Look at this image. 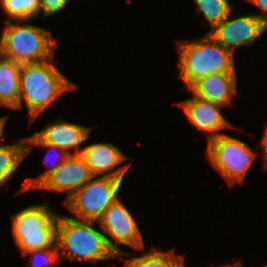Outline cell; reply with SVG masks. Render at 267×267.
I'll use <instances>...</instances> for the list:
<instances>
[{"label":"cell","mask_w":267,"mask_h":267,"mask_svg":"<svg viewBox=\"0 0 267 267\" xmlns=\"http://www.w3.org/2000/svg\"><path fill=\"white\" fill-rule=\"evenodd\" d=\"M72 89L76 86L60 72L52 58L40 63L21 64L19 109L23 108L24 100L31 121H35L65 91Z\"/></svg>","instance_id":"6da1fadb"},{"label":"cell","mask_w":267,"mask_h":267,"mask_svg":"<svg viewBox=\"0 0 267 267\" xmlns=\"http://www.w3.org/2000/svg\"><path fill=\"white\" fill-rule=\"evenodd\" d=\"M180 78L189 88L198 79L211 74L236 73L234 54L208 32L198 39L178 43Z\"/></svg>","instance_id":"7a4b0ae2"},{"label":"cell","mask_w":267,"mask_h":267,"mask_svg":"<svg viewBox=\"0 0 267 267\" xmlns=\"http://www.w3.org/2000/svg\"><path fill=\"white\" fill-rule=\"evenodd\" d=\"M95 223L58 214L56 245L59 259L92 263L118 257L109 248L106 234L93 227Z\"/></svg>","instance_id":"3957f363"},{"label":"cell","mask_w":267,"mask_h":267,"mask_svg":"<svg viewBox=\"0 0 267 267\" xmlns=\"http://www.w3.org/2000/svg\"><path fill=\"white\" fill-rule=\"evenodd\" d=\"M29 21L5 22L1 56L20 64L55 59L57 40L52 37L50 30L31 25Z\"/></svg>","instance_id":"277c9868"},{"label":"cell","mask_w":267,"mask_h":267,"mask_svg":"<svg viewBox=\"0 0 267 267\" xmlns=\"http://www.w3.org/2000/svg\"><path fill=\"white\" fill-rule=\"evenodd\" d=\"M47 206L35 204L12 215L14 242L22 254L57 248L58 213Z\"/></svg>","instance_id":"5b68a950"},{"label":"cell","mask_w":267,"mask_h":267,"mask_svg":"<svg viewBox=\"0 0 267 267\" xmlns=\"http://www.w3.org/2000/svg\"><path fill=\"white\" fill-rule=\"evenodd\" d=\"M123 180L115 177L93 176L81 189L64 201L78 220L98 221L117 199Z\"/></svg>","instance_id":"8992f818"},{"label":"cell","mask_w":267,"mask_h":267,"mask_svg":"<svg viewBox=\"0 0 267 267\" xmlns=\"http://www.w3.org/2000/svg\"><path fill=\"white\" fill-rule=\"evenodd\" d=\"M206 156L210 163L232 185L243 183L257 153L245 142L227 134L208 141Z\"/></svg>","instance_id":"52a82bcc"},{"label":"cell","mask_w":267,"mask_h":267,"mask_svg":"<svg viewBox=\"0 0 267 267\" xmlns=\"http://www.w3.org/2000/svg\"><path fill=\"white\" fill-rule=\"evenodd\" d=\"M97 222L101 226V231L112 238L105 236L109 248L118 257H123L129 253L121 250L116 244L131 246L134 249L144 248L143 236L136 220L120 198H117L106 209Z\"/></svg>","instance_id":"ba28073f"},{"label":"cell","mask_w":267,"mask_h":267,"mask_svg":"<svg viewBox=\"0 0 267 267\" xmlns=\"http://www.w3.org/2000/svg\"><path fill=\"white\" fill-rule=\"evenodd\" d=\"M231 14L232 12L208 33L233 53L238 47L253 44L267 31V26L256 14H244L233 19L230 18Z\"/></svg>","instance_id":"9c48e42d"},{"label":"cell","mask_w":267,"mask_h":267,"mask_svg":"<svg viewBox=\"0 0 267 267\" xmlns=\"http://www.w3.org/2000/svg\"><path fill=\"white\" fill-rule=\"evenodd\" d=\"M93 174L80 154L70 155L36 189L67 192L65 201L81 189Z\"/></svg>","instance_id":"30bf717a"},{"label":"cell","mask_w":267,"mask_h":267,"mask_svg":"<svg viewBox=\"0 0 267 267\" xmlns=\"http://www.w3.org/2000/svg\"><path fill=\"white\" fill-rule=\"evenodd\" d=\"M177 104L183 109L189 122L195 128L208 134L207 141L225 134L222 133V130L235 128L223 116L220 110V108L224 107L223 105L199 99L195 96Z\"/></svg>","instance_id":"8fae6325"},{"label":"cell","mask_w":267,"mask_h":267,"mask_svg":"<svg viewBox=\"0 0 267 267\" xmlns=\"http://www.w3.org/2000/svg\"><path fill=\"white\" fill-rule=\"evenodd\" d=\"M80 155L93 176L97 177L101 175V177H115L124 180L125 173L131 165L126 164L115 169L128 157L111 143L100 142L87 145L82 148Z\"/></svg>","instance_id":"7c38bea8"},{"label":"cell","mask_w":267,"mask_h":267,"mask_svg":"<svg viewBox=\"0 0 267 267\" xmlns=\"http://www.w3.org/2000/svg\"><path fill=\"white\" fill-rule=\"evenodd\" d=\"M92 128L65 120L49 123L35 135L42 141L66 151L70 155L80 154V145L86 142ZM74 151V152H72Z\"/></svg>","instance_id":"4fadbf2b"},{"label":"cell","mask_w":267,"mask_h":267,"mask_svg":"<svg viewBox=\"0 0 267 267\" xmlns=\"http://www.w3.org/2000/svg\"><path fill=\"white\" fill-rule=\"evenodd\" d=\"M236 77V73L211 74L198 79L188 89L199 99L227 106L237 92Z\"/></svg>","instance_id":"5bb4252c"},{"label":"cell","mask_w":267,"mask_h":267,"mask_svg":"<svg viewBox=\"0 0 267 267\" xmlns=\"http://www.w3.org/2000/svg\"><path fill=\"white\" fill-rule=\"evenodd\" d=\"M21 64L0 55V106L19 109Z\"/></svg>","instance_id":"9a60e30c"},{"label":"cell","mask_w":267,"mask_h":267,"mask_svg":"<svg viewBox=\"0 0 267 267\" xmlns=\"http://www.w3.org/2000/svg\"><path fill=\"white\" fill-rule=\"evenodd\" d=\"M24 138H25L26 156L31 152V149L33 147L32 145H37V146L47 148L49 149L48 153H56L55 154L56 161L53 162L54 164L50 166L47 170H45L44 173H42L41 175L37 177L27 178L25 180L23 187L20 189V191H29V190L36 189L50 174H52L62 164V162H64L70 156V154H68L66 151L62 149H59L58 147L54 145L42 142L35 134L32 136L24 137ZM48 158L49 157L47 156L44 158L45 165L50 164L48 163Z\"/></svg>","instance_id":"2e32d148"},{"label":"cell","mask_w":267,"mask_h":267,"mask_svg":"<svg viewBox=\"0 0 267 267\" xmlns=\"http://www.w3.org/2000/svg\"><path fill=\"white\" fill-rule=\"evenodd\" d=\"M131 255L123 267H188L184 264V256L176 255L173 250L163 251L162 247L153 248L138 257Z\"/></svg>","instance_id":"e0dca14e"},{"label":"cell","mask_w":267,"mask_h":267,"mask_svg":"<svg viewBox=\"0 0 267 267\" xmlns=\"http://www.w3.org/2000/svg\"><path fill=\"white\" fill-rule=\"evenodd\" d=\"M26 157L25 138L19 143L0 146V187L12 178L21 161Z\"/></svg>","instance_id":"ac0fdd59"},{"label":"cell","mask_w":267,"mask_h":267,"mask_svg":"<svg viewBox=\"0 0 267 267\" xmlns=\"http://www.w3.org/2000/svg\"><path fill=\"white\" fill-rule=\"evenodd\" d=\"M2 11L9 21L32 20L39 14V0H0Z\"/></svg>","instance_id":"d6986e66"},{"label":"cell","mask_w":267,"mask_h":267,"mask_svg":"<svg viewBox=\"0 0 267 267\" xmlns=\"http://www.w3.org/2000/svg\"><path fill=\"white\" fill-rule=\"evenodd\" d=\"M196 4V12L199 11L206 22L213 29L223 21L232 11L233 5L228 0H193Z\"/></svg>","instance_id":"ffe728a7"},{"label":"cell","mask_w":267,"mask_h":267,"mask_svg":"<svg viewBox=\"0 0 267 267\" xmlns=\"http://www.w3.org/2000/svg\"><path fill=\"white\" fill-rule=\"evenodd\" d=\"M29 255L31 257L30 264L32 265L29 267H52L59 258L58 248L31 250L22 254L23 257Z\"/></svg>","instance_id":"44dd1931"},{"label":"cell","mask_w":267,"mask_h":267,"mask_svg":"<svg viewBox=\"0 0 267 267\" xmlns=\"http://www.w3.org/2000/svg\"><path fill=\"white\" fill-rule=\"evenodd\" d=\"M68 3V0H39L40 11L43 12V18H47L60 12Z\"/></svg>","instance_id":"7402d4cb"},{"label":"cell","mask_w":267,"mask_h":267,"mask_svg":"<svg viewBox=\"0 0 267 267\" xmlns=\"http://www.w3.org/2000/svg\"><path fill=\"white\" fill-rule=\"evenodd\" d=\"M260 9V14H256L258 18L267 26V0H246Z\"/></svg>","instance_id":"603a6c76"},{"label":"cell","mask_w":267,"mask_h":267,"mask_svg":"<svg viewBox=\"0 0 267 267\" xmlns=\"http://www.w3.org/2000/svg\"><path fill=\"white\" fill-rule=\"evenodd\" d=\"M259 147L261 148V150L263 152L265 165L267 166V123L265 124V129H264Z\"/></svg>","instance_id":"cb8c5ba5"},{"label":"cell","mask_w":267,"mask_h":267,"mask_svg":"<svg viewBox=\"0 0 267 267\" xmlns=\"http://www.w3.org/2000/svg\"><path fill=\"white\" fill-rule=\"evenodd\" d=\"M7 117L8 116L0 117V143H2L1 141L4 140L3 133H4V128H5ZM0 146L2 145L0 144Z\"/></svg>","instance_id":"d4e9b609"},{"label":"cell","mask_w":267,"mask_h":267,"mask_svg":"<svg viewBox=\"0 0 267 267\" xmlns=\"http://www.w3.org/2000/svg\"><path fill=\"white\" fill-rule=\"evenodd\" d=\"M220 267H243V266L238 261V262H235L233 264H225V265H222Z\"/></svg>","instance_id":"484cf974"},{"label":"cell","mask_w":267,"mask_h":267,"mask_svg":"<svg viewBox=\"0 0 267 267\" xmlns=\"http://www.w3.org/2000/svg\"><path fill=\"white\" fill-rule=\"evenodd\" d=\"M2 47H3V34L0 35V55H1V52H2Z\"/></svg>","instance_id":"4316f807"}]
</instances>
